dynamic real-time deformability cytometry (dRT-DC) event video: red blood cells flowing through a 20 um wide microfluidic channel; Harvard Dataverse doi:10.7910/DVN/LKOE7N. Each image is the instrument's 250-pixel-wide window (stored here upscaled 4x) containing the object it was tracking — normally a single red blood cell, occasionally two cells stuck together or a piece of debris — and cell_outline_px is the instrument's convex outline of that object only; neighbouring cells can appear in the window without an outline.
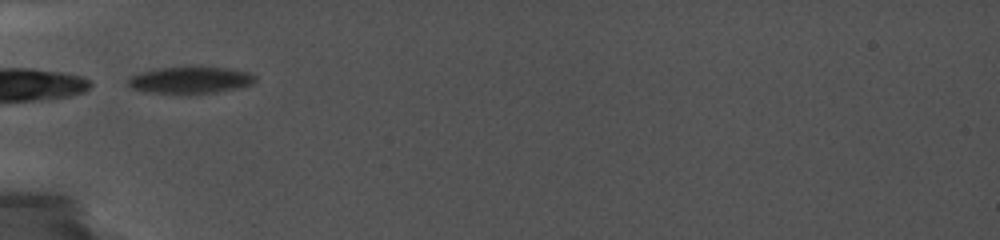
{"species": "common noctule bat (a hibernating species)", "species_latin": "Nyctalus noctula", "temperature_condition": "cold", "stored_images_in_passage": 6, "camera_frame_rate_fps": 5000, "um_per_image_px": 0.085, "animal": {"sex": "female", "body_mass_g": 19.0, "forearm_length_mm": 56.7}, "frame": {"image": 1, "passage_image": 1, "time_ms": 0.0, "image_size_px": [1000, 240], "cell_outline_px": [[256, 80], [252, 84], [244, 88], [188, 96], [152, 92], [132, 88], [124, 80], [140, 72], [156, 68], [196, 64], [232, 68], [252, 72], [256, 76]], "centroid_in_image_um": [16.25, 6.78], "position_along_channel_um": 68.7, "area_um2": 21.5}}